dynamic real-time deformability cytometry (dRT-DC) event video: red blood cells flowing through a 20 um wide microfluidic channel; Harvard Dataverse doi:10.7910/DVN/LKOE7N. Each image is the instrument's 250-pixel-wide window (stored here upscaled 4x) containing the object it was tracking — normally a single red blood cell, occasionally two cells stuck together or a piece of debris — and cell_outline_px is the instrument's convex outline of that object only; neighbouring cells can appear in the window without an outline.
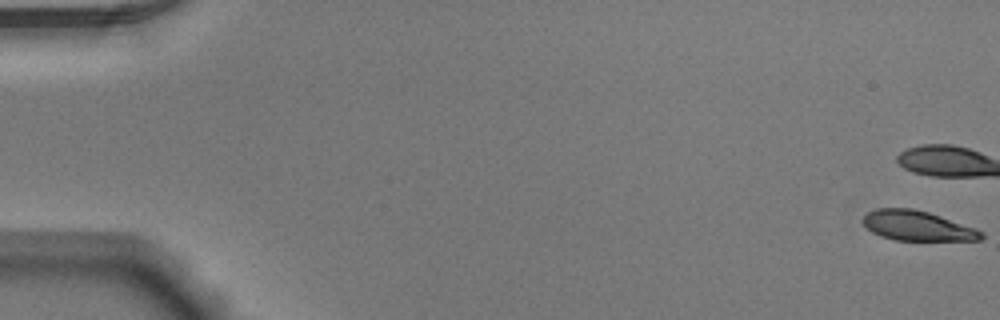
{"species": "Egyptian fruit bat (a non-hibernating species)", "species_latin": "Rousettus aegyptiacus", "temperature_condition": "warm", "stored_images_in_passage": 53, "camera_frame_rate_fps": 3000, "um_per_image_px": 0.085, "animal": {"sex": "male"}, "frame": {"image": 1, "passage_image": 1, "time_ms": 0.0, "image_size_px": [1000, 320], "cell_outline_px": [[984, 236], [980, 240], [896, 240], [880, 236], [872, 232], [860, 220], [868, 212], [880, 208], [912, 208], [928, 212], [976, 228], [984, 232]], "centroid_in_image_um": [77.98, 19.19], "position_along_channel_um": 7.0, "area_um2": 20.52}, "authors_computed_cell_mechanics": {"area_um2": 23.3512, "velocity_mm_per_s": 3.9057, "shape_relaxation_time_tau1_ms": 5.49, "shape_relaxation_time_tau2_ms": 0.905, "deformation_change_tau1": 0.2072, "deformation_change_tau2": 0.0703}}